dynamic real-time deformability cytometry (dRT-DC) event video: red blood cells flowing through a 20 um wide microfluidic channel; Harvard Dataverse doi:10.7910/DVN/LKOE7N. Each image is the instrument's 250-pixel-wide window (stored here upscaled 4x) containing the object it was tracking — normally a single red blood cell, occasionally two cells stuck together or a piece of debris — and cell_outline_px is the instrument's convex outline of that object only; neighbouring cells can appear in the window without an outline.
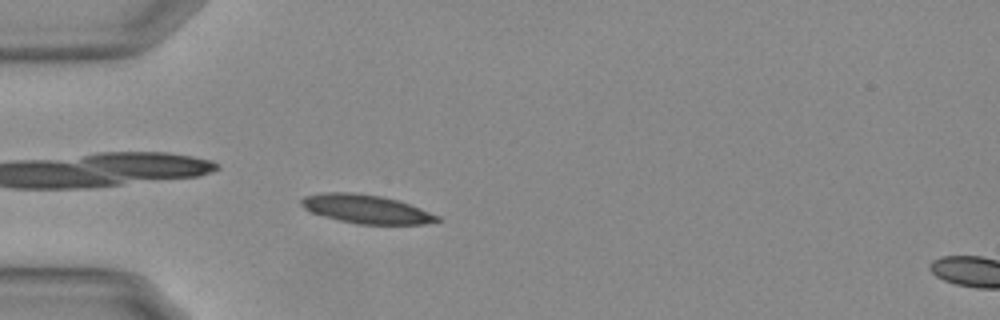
{"species": "Egyptian fruit bat (a non-hibernating species)", "species_latin": "Rousettus aegyptiacus", "temperature_condition": "warm", "stored_images_in_passage": 45, "camera_frame_rate_fps": 3000, "um_per_image_px": 0.085, "animal": {"sex": "female"}, "frame": {"image": 1, "passage_image": 6, "time_ms": 1.667, "image_size_px": [1000, 320], "cell_outline_px": [[444, 220], [424, 224], [356, 224], [324, 216], [312, 212], [304, 208], [300, 204], [300, 200], [304, 196], [320, 192], [352, 192], [380, 196], [396, 200], [420, 208], [440, 216]], "centroid_in_image_um": [31.12, 17.77], "position_along_channel_um": 53.9, "area_um2": 22.66}}
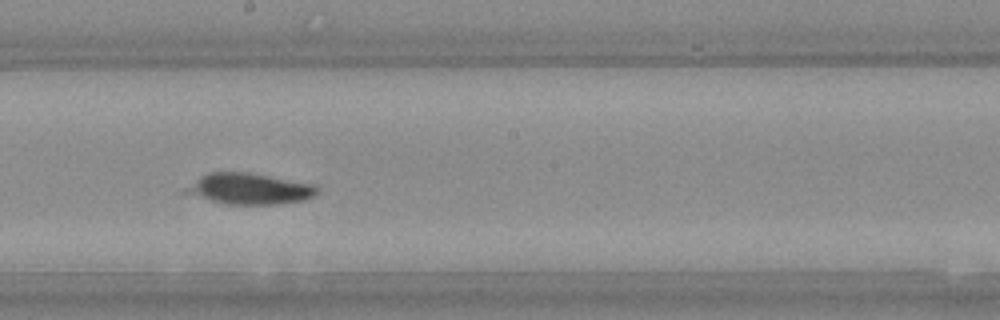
{"frame": {"image": 2, "passage_image": 21, "time_ms": 6.667, "image_size_px": [1000, 320], "cell_outline_px": [[320, 192], [316, 196], [304, 200], [276, 204], [224, 204], [208, 200], [180, 192], [184, 188], [208, 172], [248, 172], [316, 184]], "centroid_in_image_um": [21.22, 16.05], "position_along_channel_um": 227.0, "area_um2": 23.99}}
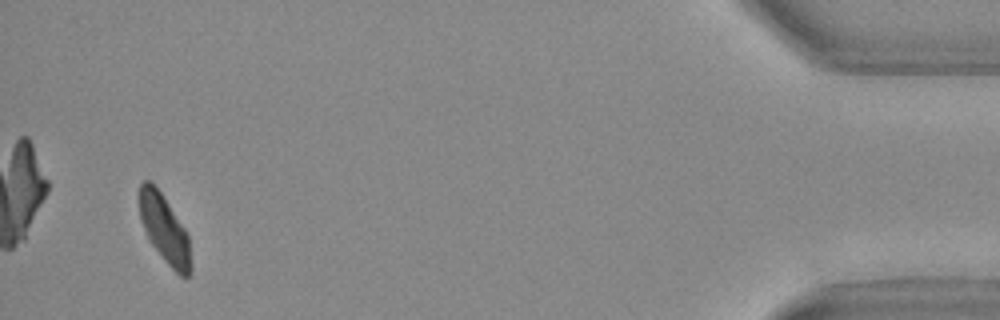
{"frame": {"image": 3, "passage_image": 43, "time_ms": 14.0, "image_size_px": [1000, 320], "cell_outline_px": [[192, 272], [188, 276], [180, 276], [164, 260], [148, 240], [140, 220], [140, 184], [144, 180], [148, 180], [160, 192], [184, 228], [188, 236], [192, 264]], "centroid_in_image_um": [13.99, 19.53], "position_along_channel_um": 421.2, "area_um2": 20.11}, "authors_computed_cell_mechanics": {"area_um2": 22.0796, "velocity_mm_per_s": 3.6684, "shape_relaxation_time_tau1_ms": 8.2512, "shape_relaxation_time_tau2_ms": null, "deformation_change_tau1": 0.2698, "deformation_change_tau2": null}}